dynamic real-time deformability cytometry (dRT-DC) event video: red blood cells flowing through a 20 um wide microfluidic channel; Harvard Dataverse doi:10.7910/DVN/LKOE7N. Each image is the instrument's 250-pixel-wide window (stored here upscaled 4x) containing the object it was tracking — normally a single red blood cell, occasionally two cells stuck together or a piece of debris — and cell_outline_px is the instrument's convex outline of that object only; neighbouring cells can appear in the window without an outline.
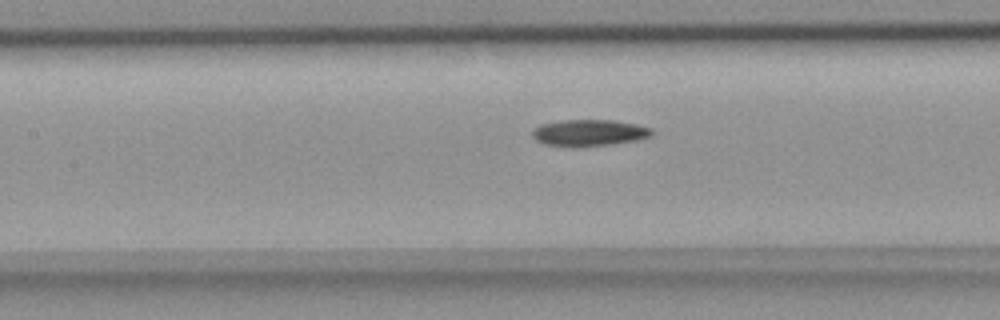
{"species": "common noctule bat (a hibernating species)", "species_latin": "Nyctalus noctula", "temperature_condition": "room temperature", "stored_images_in_passage": 35, "camera_frame_rate_fps": 3000, "um_per_image_px": 0.085, "animal": {"sex": "female", "body_mass_g": 18.4}, "frame": {"image": 1, "passage_image": 13, "time_ms": 4.0, "image_size_px": [1000, 320], "cell_outline_px": [[656, 132], [652, 136], [640, 140], [612, 144], [580, 148], [568, 148], [544, 144], [536, 140], [532, 136], [532, 132], [540, 124], [564, 120], [612, 120], [636, 124], [652, 128]], "centroid_in_image_um": [50.11, 11.31], "position_along_channel_um": 157.3, "area_um2": 19.02}}
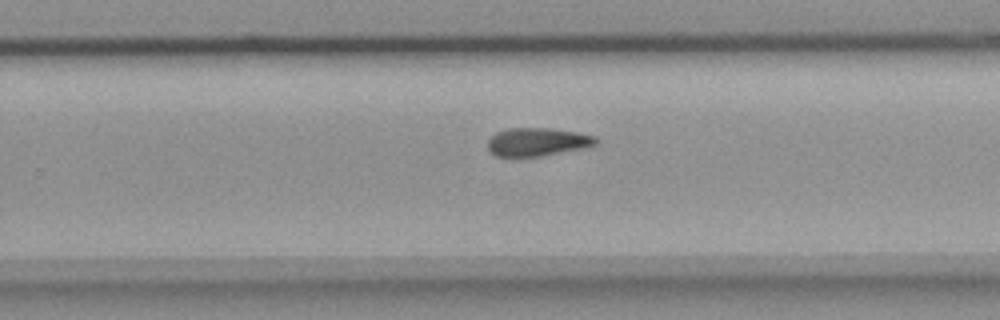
{"frame": {"image": 2, "passage_image": 23, "time_ms": 7.333, "image_size_px": [1000, 320], "cell_outline_px": [[600, 140], [596, 144], [588, 148], [540, 156], [496, 156], [488, 152], [488, 140], [496, 132], [508, 128], [552, 128], [580, 132], [596, 136]], "centroid_in_image_um": [45.73, 12.05], "position_along_channel_um": 284.1, "area_um2": 18.15}}
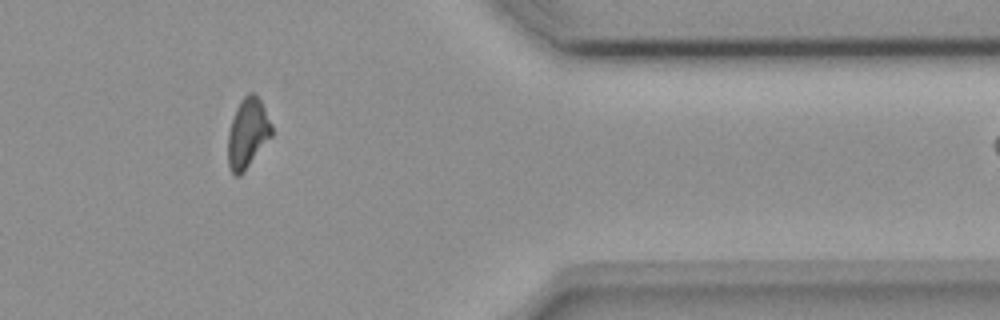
{"frame": {"image": 3, "passage_image": 33, "time_ms": 10.667, "image_size_px": [1000, 320], "cell_outline_px": [[272, 136], [244, 172], [240, 176], [236, 176], [232, 172], [228, 164], [228, 132], [236, 108], [240, 100], [248, 92], [256, 92], [272, 124]], "centroid_in_image_um": [21.05, 11.31], "position_along_channel_um": 390.3, "area_um2": 17.86}, "authors_computed_cell_mechanics": {"area_um2": 18.3226, "velocity_mm_per_s": 3.8222, "shape_relaxation_time_tau1_ms": null, "shape_relaxation_time_tau2_ms": 11.2756, "deformation_change_tau1": null, "deformation_change_tau2": 0.2323}}